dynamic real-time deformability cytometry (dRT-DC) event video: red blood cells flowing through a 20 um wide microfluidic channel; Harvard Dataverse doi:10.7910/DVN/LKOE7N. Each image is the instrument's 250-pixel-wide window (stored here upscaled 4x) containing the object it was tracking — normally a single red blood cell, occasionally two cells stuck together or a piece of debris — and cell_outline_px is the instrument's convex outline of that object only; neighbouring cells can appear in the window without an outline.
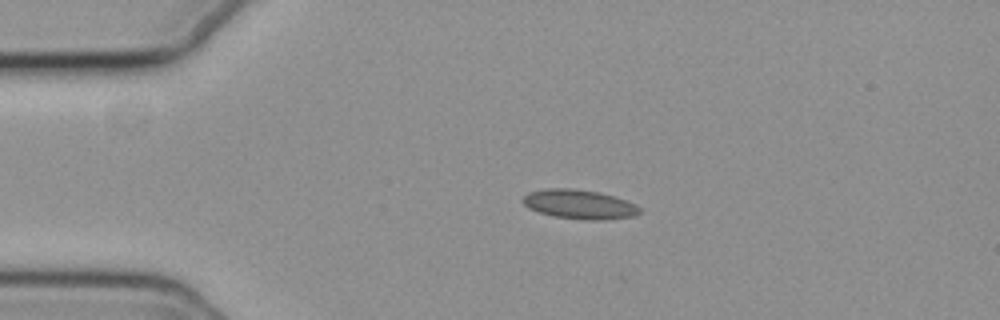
{"species": "common noctule bat (a hibernating species)", "species_latin": "Nyctalus noctula", "temperature_condition": "cold", "stored_images_in_passage": 9, "camera_frame_rate_fps": 3000, "um_per_image_px": 0.085, "animal": {"sex": "female", "body_mass_g": 19.3, "forearm_length_mm": 54.1}, "frame": {"image": 1, "passage_image": 1, "time_ms": 0.0, "image_size_px": [1000, 320], "cell_outline_px": [[640, 212], [636, 216], [604, 220], [584, 220], [552, 216], [528, 208], [524, 204], [524, 196], [528, 192], [548, 188], [568, 188], [600, 192], [636, 204], [640, 208]], "centroid_in_image_um": [49.26, 17.38], "position_along_channel_um": 35.7, "area_um2": 19.88}}
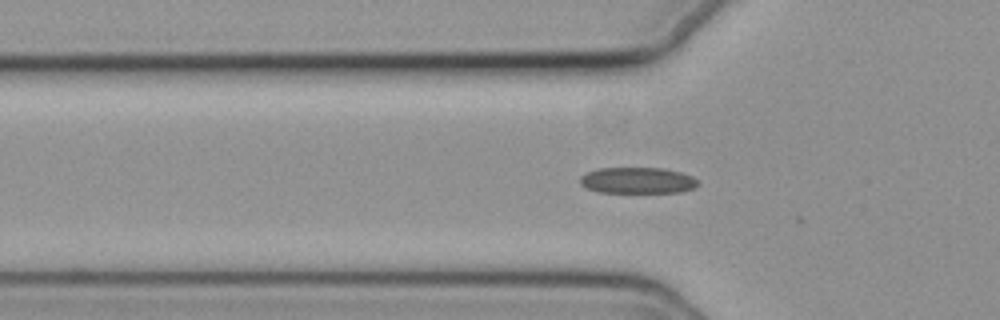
{"frame": {"image": 2, "passage_image": 7, "time_ms": 2.0, "image_size_px": [1000, 320], "cell_outline_px": [[700, 184], [696, 188], [680, 192], [600, 192], [584, 188], [580, 184], [580, 176], [588, 172], [600, 168], [664, 168], [680, 172], [692, 176], [700, 180]], "centroid_in_image_um": [54.23, 15.34], "position_along_channel_um": 71.6, "area_um2": 18.15}}